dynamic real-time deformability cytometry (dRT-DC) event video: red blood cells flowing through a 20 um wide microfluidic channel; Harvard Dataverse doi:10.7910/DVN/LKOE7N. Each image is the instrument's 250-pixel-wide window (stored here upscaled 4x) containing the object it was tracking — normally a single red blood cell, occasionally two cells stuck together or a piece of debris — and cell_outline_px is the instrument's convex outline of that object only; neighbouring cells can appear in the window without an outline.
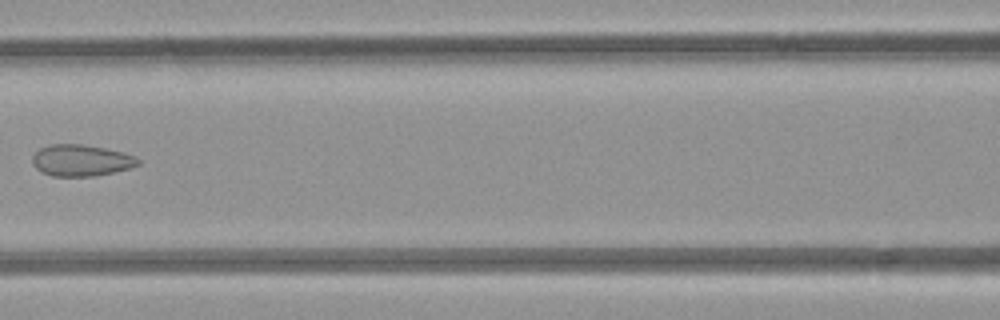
{"species": "common noctule bat (a hibernating species)", "species_latin": "Nyctalus noctula", "temperature_condition": "room temperature", "stored_images_in_passage": 6, "camera_frame_rate_fps": 3000, "um_per_image_px": 0.085, "animal": {"sex": "female", "body_mass_g": 21.9}, "frame": {"image": 1, "passage_image": 6, "time_ms": 5.667, "image_size_px": [1000, 320], "cell_outline_px": [[140, 164], [128, 168], [96, 176], [52, 176], [40, 172], [32, 164], [32, 156], [40, 148], [52, 144], [80, 144], [104, 148], [124, 152], [136, 156], [140, 160]], "centroid_in_image_um": [6.88, 13.63], "position_along_channel_um": 159.7, "area_um2": 19.42}}